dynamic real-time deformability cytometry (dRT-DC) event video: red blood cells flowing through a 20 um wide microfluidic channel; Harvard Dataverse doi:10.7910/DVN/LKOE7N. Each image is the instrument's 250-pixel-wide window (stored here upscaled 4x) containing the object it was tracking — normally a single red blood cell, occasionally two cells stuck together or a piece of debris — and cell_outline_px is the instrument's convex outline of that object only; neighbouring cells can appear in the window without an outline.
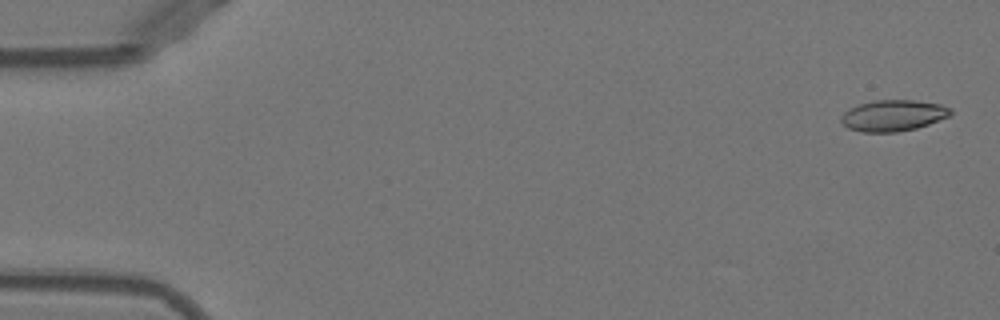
{"species": "Egyptian fruit bat (a non-hibernating species)", "species_latin": "Rousettus aegyptiacus", "temperature_condition": "warm", "stored_images_in_passage": 52, "camera_frame_rate_fps": 3000, "um_per_image_px": 0.085, "animal": {"sex": "female"}, "frame": {"image": 1, "passage_image": 2, "time_ms": 0.333, "image_size_px": [1000, 320], "cell_outline_px": [[952, 112], [948, 116], [928, 124], [916, 128], [896, 132], [860, 132], [848, 128], [840, 120], [840, 116], [844, 112], [860, 104], [876, 100], [912, 100], [940, 104], [952, 108]], "centroid_in_image_um": [75.91, 9.82], "position_along_channel_um": 9.1, "area_um2": 19.71}}
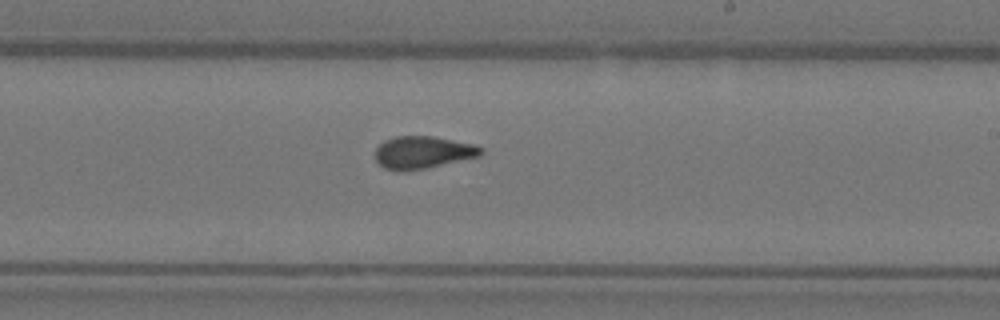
{"frame": {"image": 2, "passage_image": 31, "time_ms": 10.0, "image_size_px": [1000, 320], "cell_outline_px": [[484, 152], [480, 156], [424, 168], [404, 172], [400, 172], [384, 168], [376, 160], [376, 148], [384, 140], [396, 136], [432, 136], [476, 144], [484, 148]], "centroid_in_image_um": [35.95, 12.95], "position_along_channel_um": 253.0, "area_um2": 20.06}}
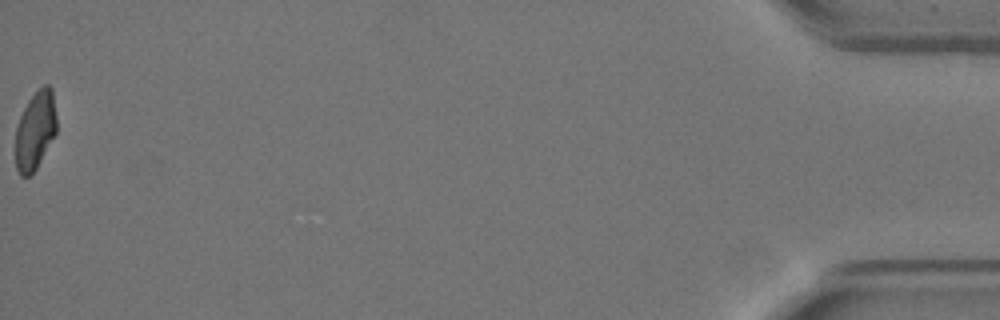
{"frame": {"image": 3, "passage_image": 52, "time_ms": 17.0, "image_size_px": [1000, 320], "cell_outline_px": [[56, 132], [32, 176], [20, 176], [16, 168], [16, 128], [20, 116], [28, 100], [44, 84], [48, 84], [52, 88], [56, 116]], "centroid_in_image_um": [2.99, 11.1], "position_along_channel_um": 432.2, "area_um2": 18.67}, "authors_computed_cell_mechanics": {"area_um2": 20.0277, "velocity_mm_per_s": 3.9756, "shape_relaxation_time_tau1_ms": null, "shape_relaxation_time_tau2_ms": 1.2176, "deformation_change_tau1": null, "deformation_change_tau2": 0.0598}}